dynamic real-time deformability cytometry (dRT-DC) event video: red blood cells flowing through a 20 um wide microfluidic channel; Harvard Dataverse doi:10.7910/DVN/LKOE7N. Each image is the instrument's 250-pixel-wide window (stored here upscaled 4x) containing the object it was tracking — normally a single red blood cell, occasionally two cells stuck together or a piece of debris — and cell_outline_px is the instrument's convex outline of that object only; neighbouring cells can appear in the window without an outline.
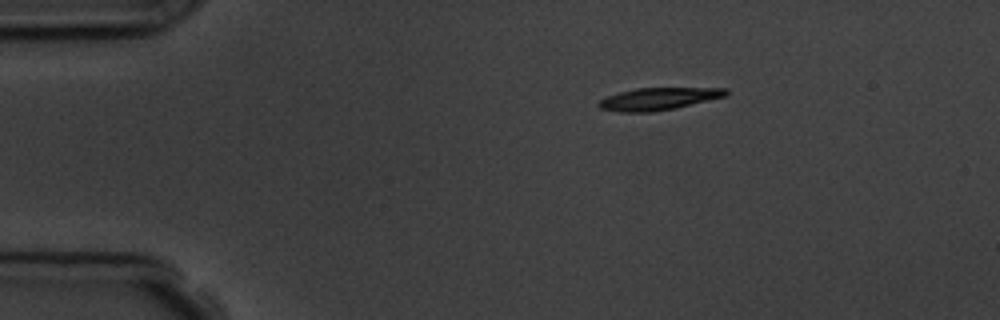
{"species": "common noctule bat (a hibernating species)", "species_latin": "Nyctalus noctula", "temperature_condition": "room temperature", "stored_images_in_passage": 3, "camera_frame_rate_fps": 3000, "um_per_image_px": 0.085, "animal": {"sex": "male", "body_mass_g": 19.5, "forearm_length_mm": 54.6}, "frame": {"image": 1, "passage_image": 1, "time_ms": 0.0, "image_size_px": [1000, 320], "cell_outline_px": [[728, 96], [676, 108], [652, 112], [620, 112], [600, 108], [596, 104], [600, 100], [608, 96], [620, 92], [636, 88], [728, 88]], "centroid_in_image_um": [56.01, 8.4], "position_along_channel_um": 29.0, "area_um2": 16.59}}